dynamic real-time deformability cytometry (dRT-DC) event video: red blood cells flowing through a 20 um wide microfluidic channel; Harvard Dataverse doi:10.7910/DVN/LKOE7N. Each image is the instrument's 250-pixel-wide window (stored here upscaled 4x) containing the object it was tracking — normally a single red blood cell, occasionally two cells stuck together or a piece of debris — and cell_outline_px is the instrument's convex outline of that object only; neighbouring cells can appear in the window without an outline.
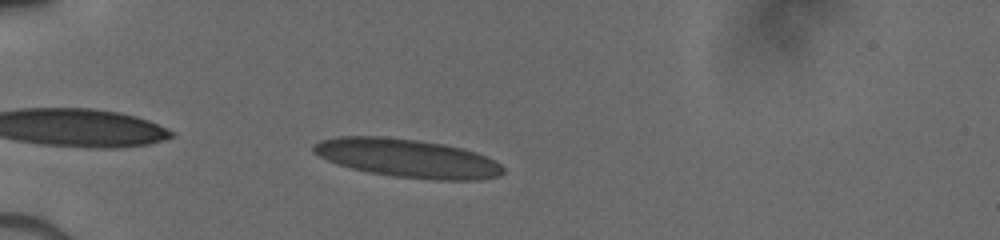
{"species": "human", "species_latin": "Homo sapiens", "temperature_condition": "cold", "stored_images_in_passage": 35, "camera_frame_rate_fps": 3000, "um_per_image_px": 0.085, "donor": {"sex": "male"}, "frame": {"image": 1, "passage_image": 3, "time_ms": 0.667, "image_size_px": [1000, 240], "cell_outline_px": [[504, 172], [500, 176], [480, 180], [432, 180], [392, 176], [352, 168], [336, 164], [312, 152], [312, 144], [320, 140], [336, 136], [384, 136], [420, 140], [444, 144], [464, 148], [488, 156], [500, 164], [504, 168]], "centroid_in_image_um": [34.65, 13.44], "position_along_channel_um": 50.3, "area_um2": 42.95}}
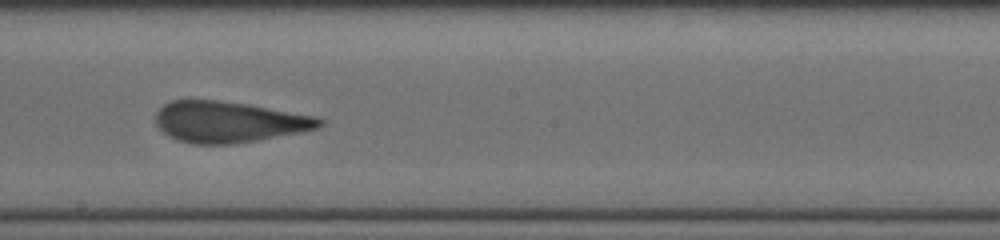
{"frame": {"image": 2, "passage_image": 18, "time_ms": 5.667, "image_size_px": [1000, 240], "cell_outline_px": [[324, 124], [316, 128], [300, 132], [256, 140], [232, 144], [192, 144], [176, 140], [168, 136], [156, 124], [156, 112], [164, 104], [172, 100], [220, 100], [248, 104], [316, 116], [324, 120]], "centroid_in_image_um": [19.43, 10.36], "position_along_channel_um": 228.8, "area_um2": 39.13}}
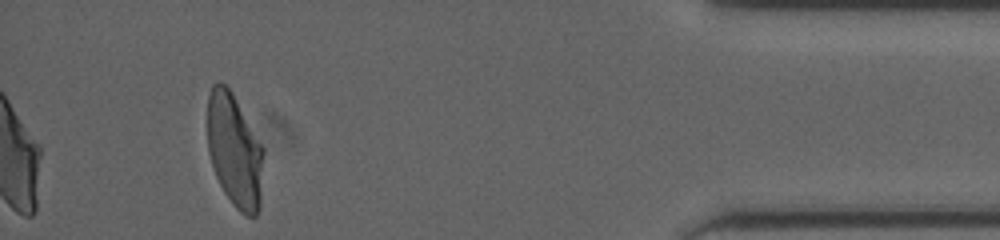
{"frame": {"image": 3, "passage_image": 35, "time_ms": 11.333, "image_size_px": [1000, 240], "cell_outline_px": [[264, 152], [260, 208], [256, 216], [248, 216], [240, 212], [232, 204], [224, 192], [216, 176], [208, 152], [208, 96], [212, 84], [216, 80], [220, 80], [232, 92], [264, 148]], "centroid_in_image_um": [19.94, 12.8], "position_along_channel_um": 415.3, "area_um2": 37.28}}